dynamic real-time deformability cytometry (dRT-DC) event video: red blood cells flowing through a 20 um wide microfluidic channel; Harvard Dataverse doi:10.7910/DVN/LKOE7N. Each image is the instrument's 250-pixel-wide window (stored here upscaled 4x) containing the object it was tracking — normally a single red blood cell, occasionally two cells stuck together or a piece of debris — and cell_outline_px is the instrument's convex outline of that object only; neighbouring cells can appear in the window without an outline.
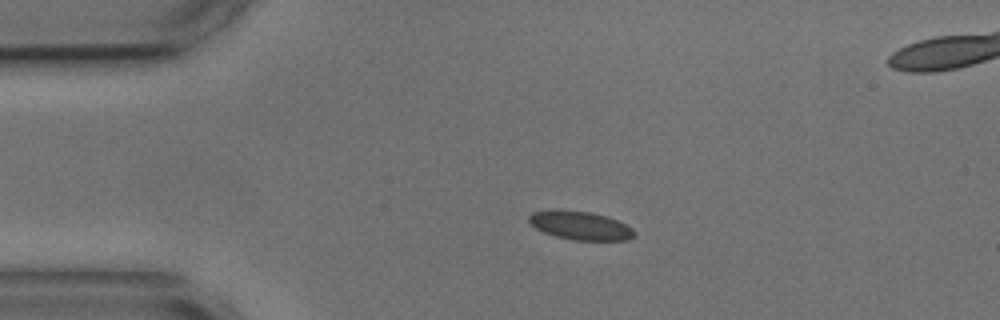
{"species": "common noctule bat (a hibernating species)", "species_latin": "Nyctalus noctula", "temperature_condition": "cold", "stored_images_in_passage": 19, "camera_frame_rate_fps": 3000, "um_per_image_px": 0.085, "animal": {"sex": "male", "body_mass_g": 17.9, "forearm_length_mm": 54.2}, "frame": {"image": 1, "passage_image": 11, "time_ms": 3.333, "image_size_px": [1000, 320], "cell_outline_px": [[636, 236], [628, 240], [572, 240], [556, 236], [544, 232], [536, 228], [528, 220], [528, 216], [532, 212], [552, 208], [592, 212], [608, 216], [632, 228], [636, 232]], "centroid_in_image_um": [49.32, 19.15], "position_along_channel_um": 35.7, "area_um2": 17.8}}